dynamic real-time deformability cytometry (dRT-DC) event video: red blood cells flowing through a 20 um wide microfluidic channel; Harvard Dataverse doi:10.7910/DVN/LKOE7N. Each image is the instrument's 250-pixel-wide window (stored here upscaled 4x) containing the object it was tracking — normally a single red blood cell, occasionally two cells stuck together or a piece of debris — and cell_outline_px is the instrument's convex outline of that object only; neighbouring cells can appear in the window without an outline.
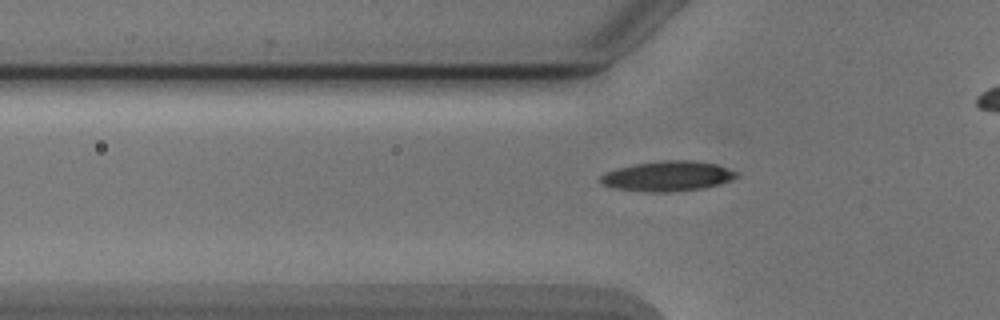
{"species": "Egyptian fruit bat (a non-hibernating species)", "species_latin": "Rousettus aegyptiacus", "temperature_condition": "cold", "stored_images_in_passage": 33, "camera_frame_rate_fps": 3000, "um_per_image_px": 0.085, "animal": {"sex": "male"}, "frame": {"image": 1, "passage_image": 4, "time_ms": 1.0, "image_size_px": [1000, 320], "cell_outline_px": [[740, 176], [732, 180], [720, 184], [704, 188], [668, 192], [648, 192], [612, 188], [600, 184], [600, 176], [604, 172], [636, 164], [664, 160], [692, 160], [716, 164], [740, 172]], "centroid_in_image_um": [56.78, 14.98], "position_along_channel_um": 69.0, "area_um2": 24.04}}
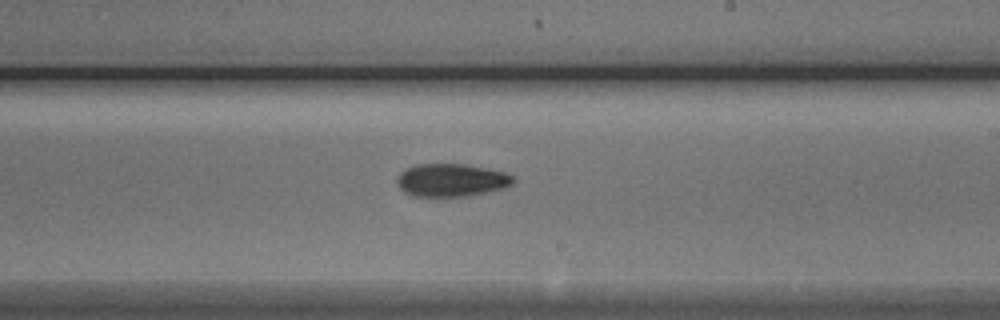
{"frame": {"image": 2, "passage_image": 18, "time_ms": 5.667, "image_size_px": [1000, 320], "cell_outline_px": [[516, 180], [512, 184], [504, 188], [472, 196], [436, 200], [412, 196], [404, 192], [396, 184], [396, 180], [400, 172], [416, 164], [464, 164], [504, 172], [516, 176]], "centroid_in_image_um": [38.34, 15.37], "position_along_channel_um": 250.7, "area_um2": 23.29}}
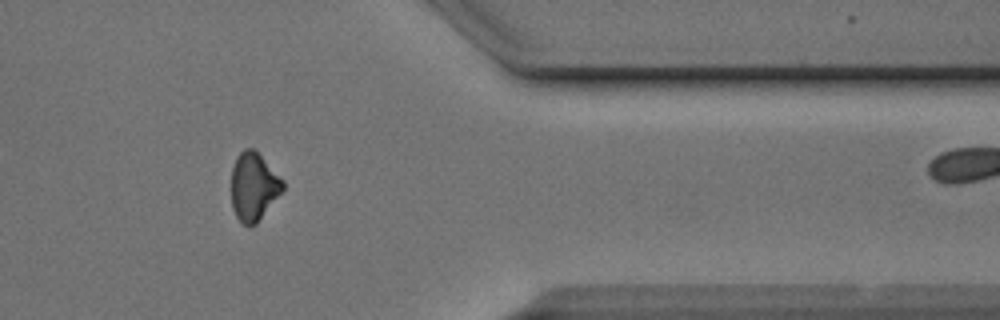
{"frame": {"image": 3, "passage_image": 30, "time_ms": 9.667, "image_size_px": [1000, 320], "cell_outline_px": [[284, 188], [256, 224], [244, 224], [236, 216], [232, 208], [232, 168], [236, 156], [244, 148], [252, 148], [284, 180]], "centroid_in_image_um": [21.55, 15.84], "position_along_channel_um": 389.9, "area_um2": 20.0}, "authors_computed_cell_mechanics": {"area_um2": 21.8484, "velocity_mm_per_s": 3.9024, "shape_relaxation_time_tau1_ms": 4.1935, "shape_relaxation_time_tau2_ms": 10.6393, "deformation_change_tau1": 0.1194, "deformation_change_tau2": 0.1995}}